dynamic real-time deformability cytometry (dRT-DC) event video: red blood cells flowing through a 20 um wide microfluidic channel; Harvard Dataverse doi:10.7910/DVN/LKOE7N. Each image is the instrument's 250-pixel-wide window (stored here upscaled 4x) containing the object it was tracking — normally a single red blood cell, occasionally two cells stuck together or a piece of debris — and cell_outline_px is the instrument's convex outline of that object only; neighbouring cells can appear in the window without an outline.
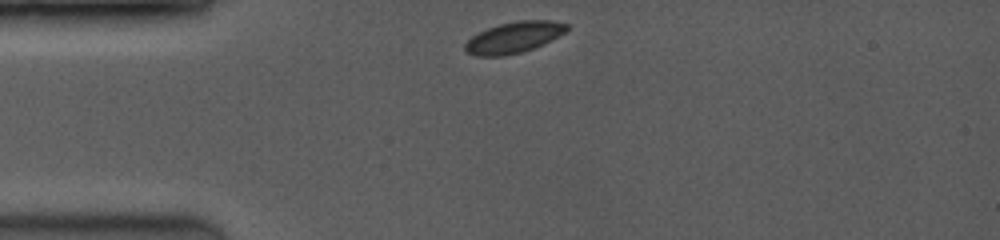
{"species": "common noctule bat (a hibernating species)", "species_latin": "Nyctalus noctula", "temperature_condition": "room temperature", "stored_images_in_passage": 25, "camera_frame_rate_fps": 3500, "um_per_image_px": 0.085, "animal": {"sex": "female", "body_mass_g": 19.0, "forearm_length_mm": 53.3}, "frame": {"image": 1, "passage_image": 1, "time_ms": 0.0, "image_size_px": [1000, 240], "cell_outline_px": [[568, 28], [564, 32], [544, 44], [520, 52], [504, 56], [476, 56], [464, 52], [464, 44], [472, 36], [488, 28], [500, 24], [516, 20], [552, 20], [568, 24]], "centroid_in_image_um": [43.65, 3.18], "position_along_channel_um": 41.3, "area_um2": 18.38}}
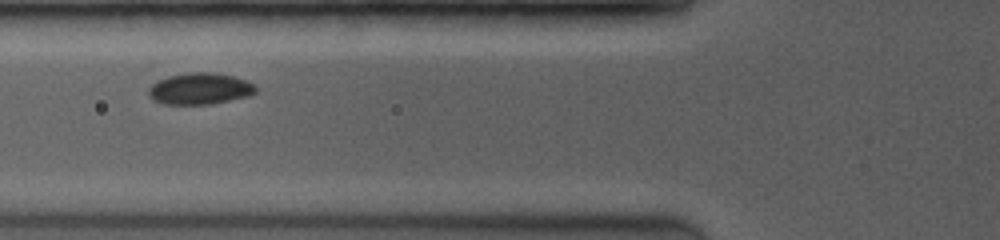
{"frame": {"image": 2, "passage_image": 9, "time_ms": 2.286, "image_size_px": [1000, 240], "cell_outline_px": [[256, 92], [248, 96], [212, 104], [164, 104], [152, 100], [148, 96], [148, 88], [156, 80], [168, 76], [188, 72], [212, 72], [232, 76], [244, 80], [252, 84], [256, 88]], "centroid_in_image_um": [16.92, 7.54], "position_along_channel_um": 108.9, "area_um2": 19.71}}
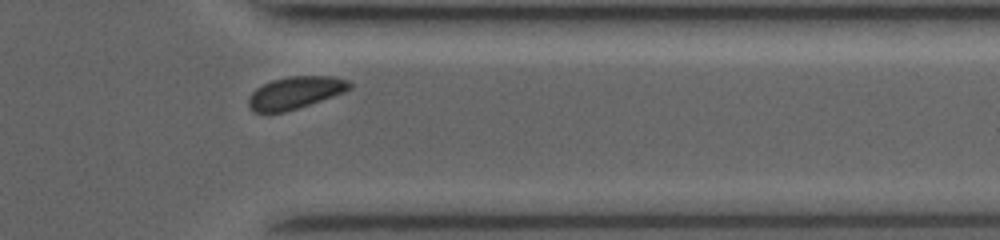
{"frame": {"image": 3, "passage_image": 22, "time_ms": 9.143, "image_size_px": [1000, 240], "cell_outline_px": [[352, 88], [344, 92], [284, 112], [252, 112], [248, 104], [248, 100], [252, 92], [256, 88], [272, 80], [288, 76], [332, 76], [348, 80], [352, 84]], "centroid_in_image_um": [25.09, 7.86], "position_along_channel_um": 386.3, "area_um2": 18.79}, "authors_computed_cell_mechanics": {"area_um2": 19.5942, "velocity_mm_per_s": 4.0429, "shape_relaxation_time_tau1_ms": 1.8995, "shape_relaxation_time_tau2_ms": null, "deformation_change_tau1": 0.0419, "deformation_change_tau2": null}}